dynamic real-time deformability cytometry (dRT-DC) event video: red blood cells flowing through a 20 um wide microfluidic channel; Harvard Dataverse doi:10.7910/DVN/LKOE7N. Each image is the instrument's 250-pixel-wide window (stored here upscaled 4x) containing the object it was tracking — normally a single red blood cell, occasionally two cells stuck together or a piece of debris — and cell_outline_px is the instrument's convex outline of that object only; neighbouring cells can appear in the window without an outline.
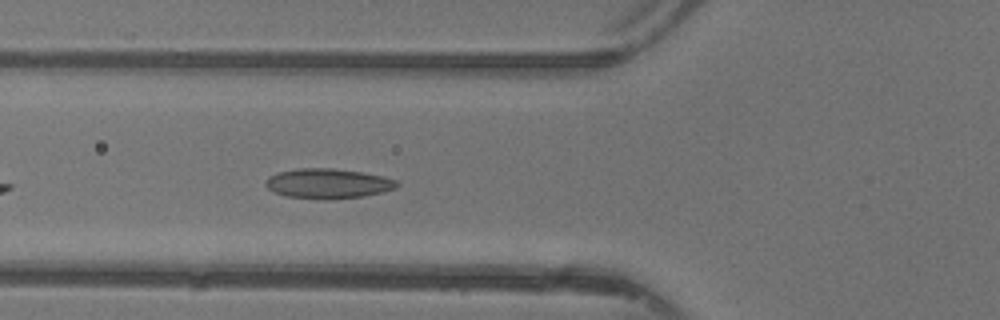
{"species": "common noctule bat (a hibernating species)", "species_latin": "Nyctalus noctula", "temperature_condition": "warm", "stored_images_in_passage": 34, "camera_frame_rate_fps": 3000, "um_per_image_px": 0.085, "animal": {"sex": "female"}, "frame": {"image": 1, "passage_image": 5, "time_ms": 1.333, "image_size_px": [1000, 320], "cell_outline_px": [[400, 184], [396, 188], [364, 196], [284, 196], [268, 188], [264, 184], [268, 176], [276, 172], [296, 168], [332, 168], [360, 172], [384, 176], [396, 180]], "centroid_in_image_um": [27.86, 15.53], "position_along_channel_um": 97.9, "area_um2": 21.85}}
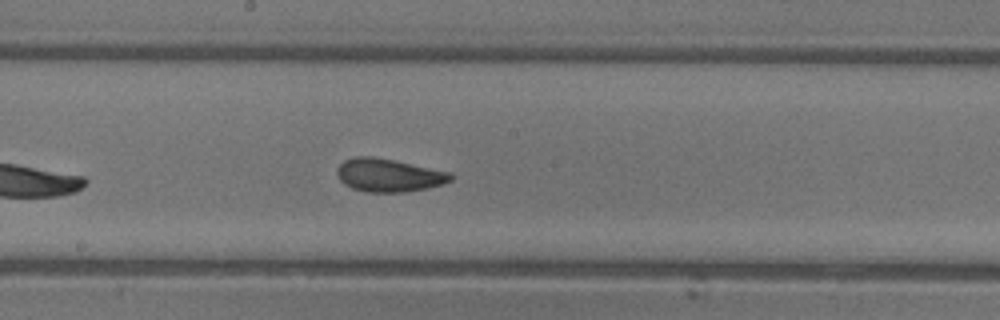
{"frame": {"image": 2, "passage_image": 13, "time_ms": 4.0, "image_size_px": [1000, 320], "cell_outline_px": [[452, 180], [428, 188], [404, 192], [368, 192], [352, 188], [344, 184], [340, 180], [336, 172], [336, 168], [344, 160], [356, 156], [372, 156], [452, 172]], "centroid_in_image_um": [33.02, 14.89], "position_along_channel_um": 215.2, "area_um2": 21.85}}
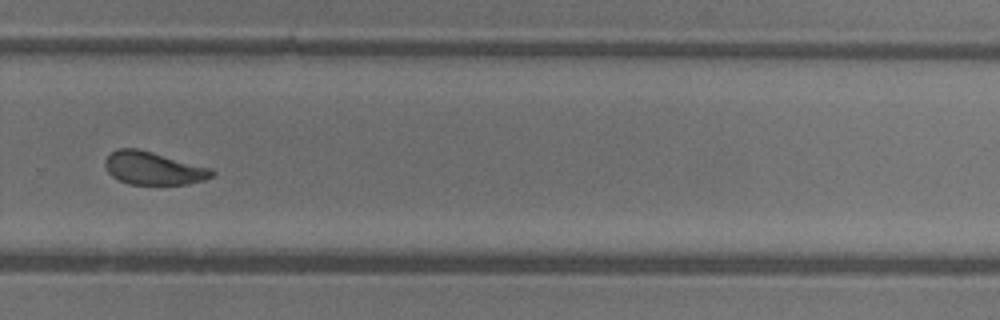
{"frame": {"image": 3, "passage_image": 20, "time_ms": 6.333, "image_size_px": [1000, 320], "cell_outline_px": [[216, 172], [212, 176], [204, 180], [188, 184], [128, 184], [112, 176], [108, 172], [104, 164], [104, 160], [112, 152], [120, 148], [136, 148], [152, 152], [212, 168]], "centroid_in_image_um": [13.05, 14.3], "position_along_channel_um": 316.8, "area_um2": 20.4}, "authors_computed_cell_mechanics": {"area_um2": 21.3571, "velocity_mm_per_s": 4.3799, "shape_relaxation_time_tau1_ms": 3.1364, "shape_relaxation_time_tau2_ms": 1.3861, "deformation_change_tau1": 0.1139, "deformation_change_tau2": 0.0643}}